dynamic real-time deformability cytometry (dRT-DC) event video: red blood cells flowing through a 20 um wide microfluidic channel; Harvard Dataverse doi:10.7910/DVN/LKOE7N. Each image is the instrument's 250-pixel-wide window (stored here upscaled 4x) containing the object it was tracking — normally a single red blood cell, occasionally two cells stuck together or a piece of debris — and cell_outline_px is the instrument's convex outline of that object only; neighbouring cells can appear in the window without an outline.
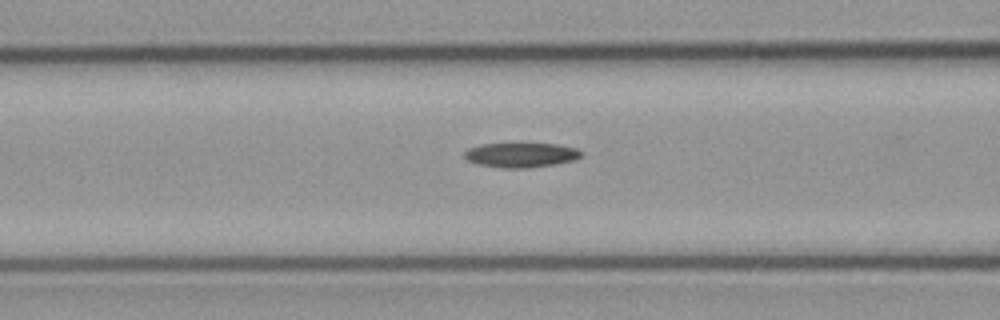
{"species": "common noctule bat (a hibernating species)", "species_latin": "Nyctalus noctula", "temperature_condition": "cold", "stored_images_in_passage": 26, "camera_frame_rate_fps": 3000, "um_per_image_px": 0.085, "animal": {"sex": "male", "body_mass_g": 23.1, "forearm_length_mm": 52.7}, "frame": {"image": 1, "passage_image": 5, "time_ms": 1.333, "image_size_px": [1000, 320], "cell_outline_px": [[584, 152], [576, 160], [528, 168], [500, 168], [476, 164], [468, 160], [464, 156], [464, 152], [468, 148], [480, 144], [556, 144], [576, 148]], "centroid_in_image_um": [44.27, 13.18], "position_along_channel_um": 122.3, "area_um2": 16.76}}
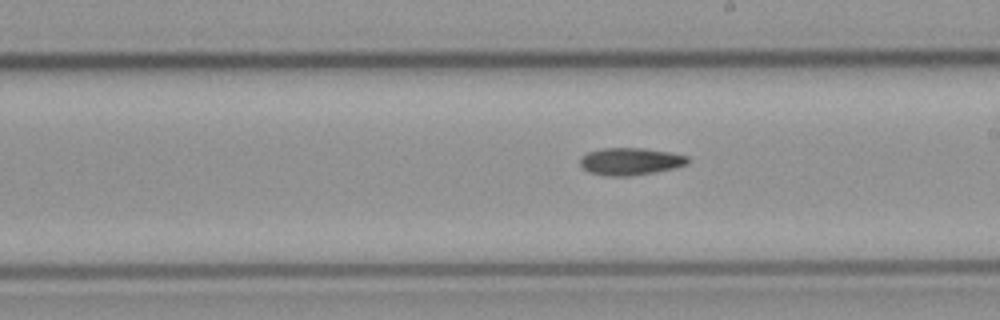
{"frame": {"image": 2, "passage_image": 14, "time_ms": 4.333, "image_size_px": [1000, 320], "cell_outline_px": [[688, 164], [672, 168], [652, 172], [628, 176], [608, 176], [588, 172], [580, 164], [580, 156], [588, 152], [600, 148], [640, 148], [668, 152], [688, 156]], "centroid_in_image_um": [53.53, 13.71], "position_along_channel_um": 235.5, "area_um2": 16.94}}
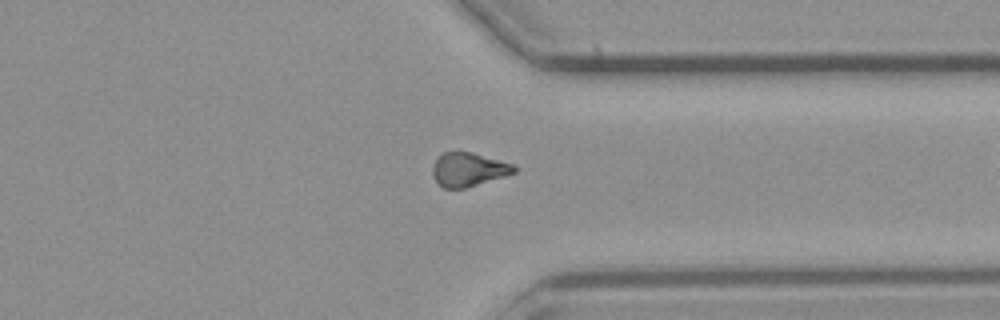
{"frame": {"image": 3, "passage_image": 25, "time_ms": 8.0, "image_size_px": [1000, 320], "cell_outline_px": [[516, 172], [504, 176], [464, 188], [444, 188], [432, 176], [432, 164], [444, 152], [472, 152], [512, 164], [516, 168]], "centroid_in_image_um": [39.79, 14.4], "position_along_channel_um": 371.6, "area_um2": 15.72}}